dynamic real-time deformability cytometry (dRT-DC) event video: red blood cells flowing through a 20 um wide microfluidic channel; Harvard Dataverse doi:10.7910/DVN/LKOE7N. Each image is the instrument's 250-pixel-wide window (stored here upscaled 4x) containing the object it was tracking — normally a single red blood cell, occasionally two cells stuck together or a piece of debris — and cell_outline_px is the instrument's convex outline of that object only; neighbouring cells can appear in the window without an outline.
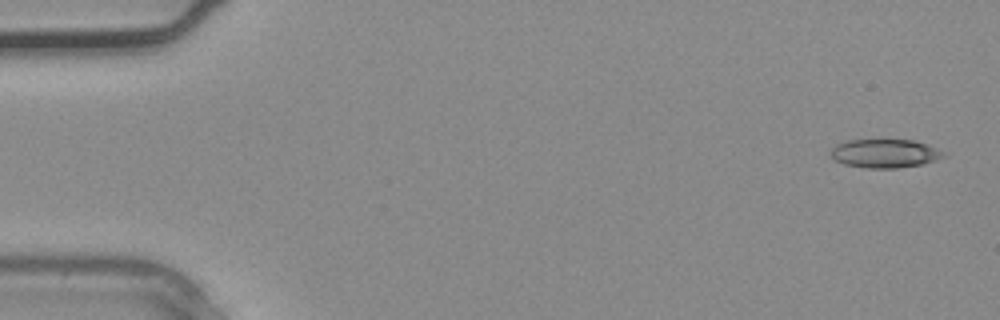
{"species": "common noctule bat (a hibernating species)", "species_latin": "Nyctalus noctula", "temperature_condition": "warm", "stored_images_in_passage": 3, "camera_frame_rate_fps": 3000, "um_per_image_px": 0.085, "animal": {"sex": "male", "body_mass_g": 20.4}, "frame": {"image": 1, "passage_image": 1, "time_ms": 0.0, "image_size_px": [1000, 320], "cell_outline_px": [[948, 156], [924, 164], [900, 168], [864, 168], [844, 164], [836, 160], [832, 156], [832, 148], [836, 144], [848, 140], [912, 140], [928, 144], [948, 152]], "centroid_in_image_um": [75.31, 13.05], "position_along_channel_um": 9.7, "area_um2": 19.07}}
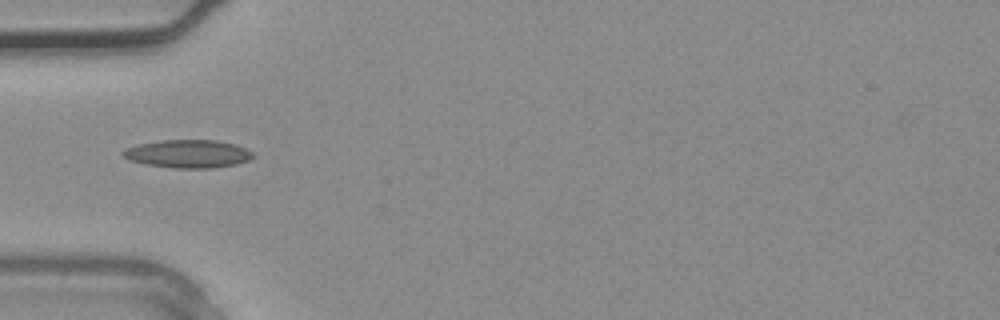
{"frame": {"image": 2, "passage_image": 3, "time_ms": 0.667, "image_size_px": [1000, 320], "cell_outline_px": [[256, 156], [248, 160], [236, 164], [212, 168], [172, 168], [144, 164], [128, 160], [120, 156], [120, 152], [124, 148], [140, 144], [160, 140], [216, 140], [236, 144], [252, 152]], "centroid_in_image_um": [15.93, 13.07], "position_along_channel_um": 69.1, "area_um2": 21.5}}